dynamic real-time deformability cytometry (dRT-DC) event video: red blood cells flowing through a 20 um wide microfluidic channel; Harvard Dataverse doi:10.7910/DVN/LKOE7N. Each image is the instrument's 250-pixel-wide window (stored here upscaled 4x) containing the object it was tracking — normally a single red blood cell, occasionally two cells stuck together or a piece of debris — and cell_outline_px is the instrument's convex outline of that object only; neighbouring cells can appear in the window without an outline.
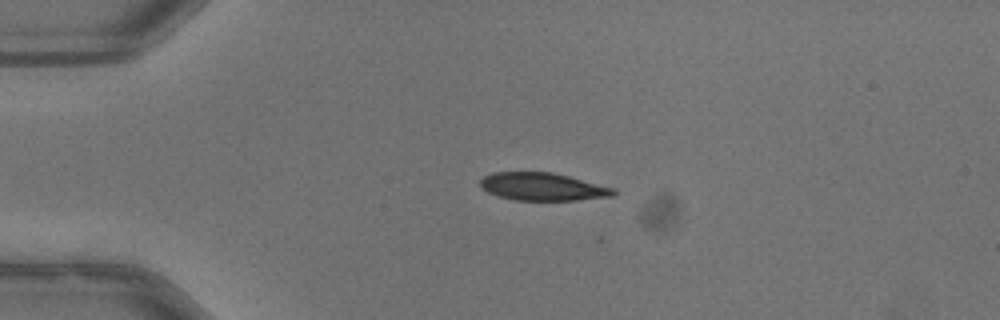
{"species": "common noctule bat (a hibernating species)", "species_latin": "Nyctalus noctula", "temperature_condition": "warm", "stored_images_in_passage": 10, "camera_frame_rate_fps": 3000, "um_per_image_px": 0.085, "animal": {"sex": "male", "body_mass_g": 13.3}, "frame": {"image": 1, "passage_image": 1, "time_ms": 0.0, "image_size_px": [1000, 320], "cell_outline_px": [[616, 192], [612, 196], [576, 200], [516, 200], [500, 196], [488, 192], [480, 184], [480, 180], [484, 176], [492, 172], [552, 172], [616, 188]], "centroid_in_image_um": [46.14, 15.86], "position_along_channel_um": 38.9, "area_um2": 21.39}}
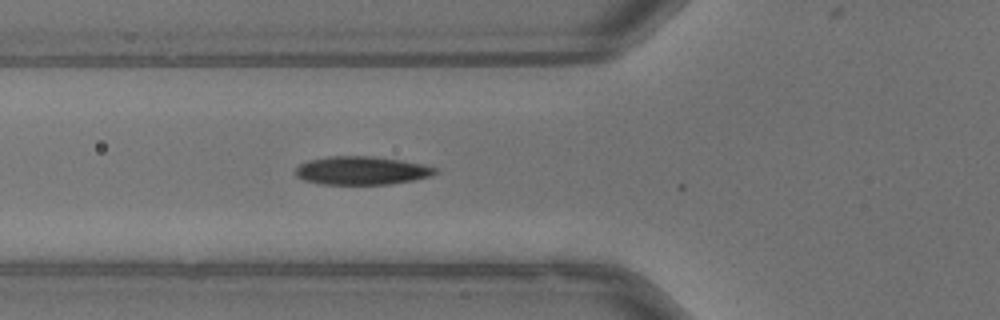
{"frame": {"image": 2, "passage_image": 8, "time_ms": 2.333, "image_size_px": [1000, 320], "cell_outline_px": [[440, 172], [432, 176], [412, 180], [388, 184], [320, 184], [304, 180], [296, 176], [296, 168], [300, 164], [308, 160], [328, 156], [372, 156], [400, 160], [424, 164], [436, 168]], "centroid_in_image_um": [30.75, 14.49], "position_along_channel_um": 95.0, "area_um2": 23.12}}